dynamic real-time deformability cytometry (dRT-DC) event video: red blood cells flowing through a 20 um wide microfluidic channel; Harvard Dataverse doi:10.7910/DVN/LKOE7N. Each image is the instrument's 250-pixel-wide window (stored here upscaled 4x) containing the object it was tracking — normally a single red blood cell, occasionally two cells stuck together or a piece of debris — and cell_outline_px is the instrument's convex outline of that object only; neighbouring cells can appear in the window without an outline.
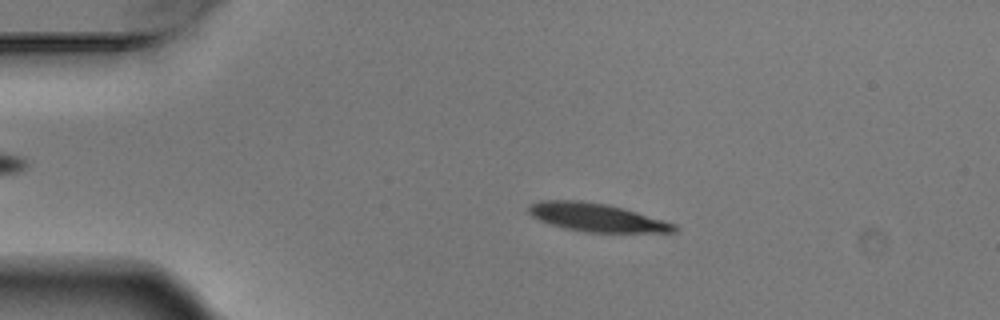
{"species": "Egyptian fruit bat (a non-hibernating species)", "species_latin": "Rousettus aegyptiacus", "temperature_condition": "warm", "stored_images_in_passage": 6, "camera_frame_rate_fps": 3000, "um_per_image_px": 0.085, "animal": {"sex": "male"}, "frame": {"image": 1, "passage_image": 3, "time_ms": 0.667, "image_size_px": [1000, 320], "cell_outline_px": [[676, 232], [588, 232], [564, 228], [540, 220], [532, 216], [528, 212], [528, 208], [532, 204], [540, 200], [580, 200], [608, 204], [664, 220], [676, 224]], "centroid_in_image_um": [50.7, 18.47], "position_along_channel_um": 34.3, "area_um2": 23.7}}
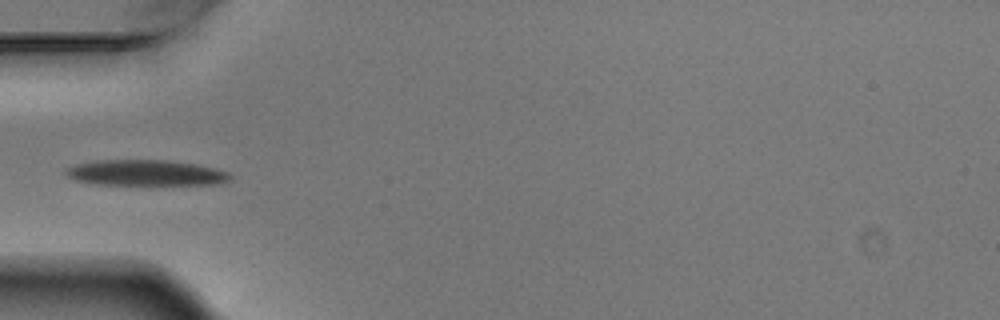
{"frame": {"image": 2, "passage_image": 5, "time_ms": 1.333, "image_size_px": [1000, 320], "cell_outline_px": [[232, 180], [220, 184], [92, 184], [76, 180], [64, 176], [64, 168], [76, 164], [96, 160], [164, 160], [196, 164], [228, 172], [232, 176]], "centroid_in_image_um": [12.33, 14.69], "position_along_channel_um": 72.7, "area_um2": 24.68}}
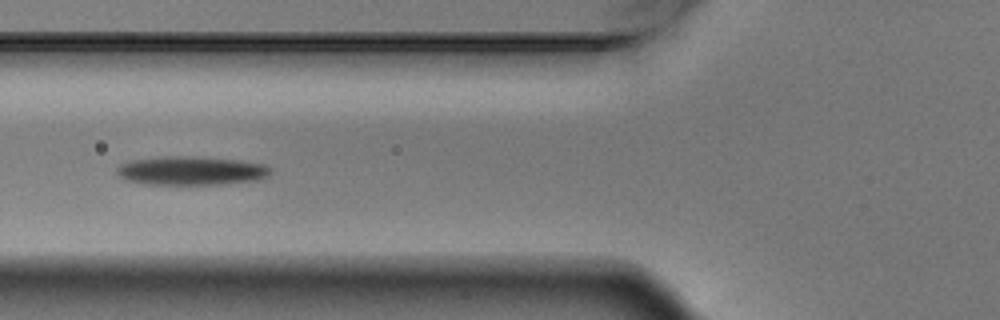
{"frame": {"image": 3, "passage_image": 6, "time_ms": 1.667, "image_size_px": [1000, 320], "cell_outline_px": [[268, 172], [264, 176], [256, 180], [220, 184], [144, 184], [128, 180], [120, 176], [116, 172], [116, 168], [120, 164], [132, 160], [168, 156], [180, 156], [236, 160], [264, 164], [268, 168]], "centroid_in_image_um": [16.16, 14.51], "position_along_channel_um": 109.6, "area_um2": 25.09}}